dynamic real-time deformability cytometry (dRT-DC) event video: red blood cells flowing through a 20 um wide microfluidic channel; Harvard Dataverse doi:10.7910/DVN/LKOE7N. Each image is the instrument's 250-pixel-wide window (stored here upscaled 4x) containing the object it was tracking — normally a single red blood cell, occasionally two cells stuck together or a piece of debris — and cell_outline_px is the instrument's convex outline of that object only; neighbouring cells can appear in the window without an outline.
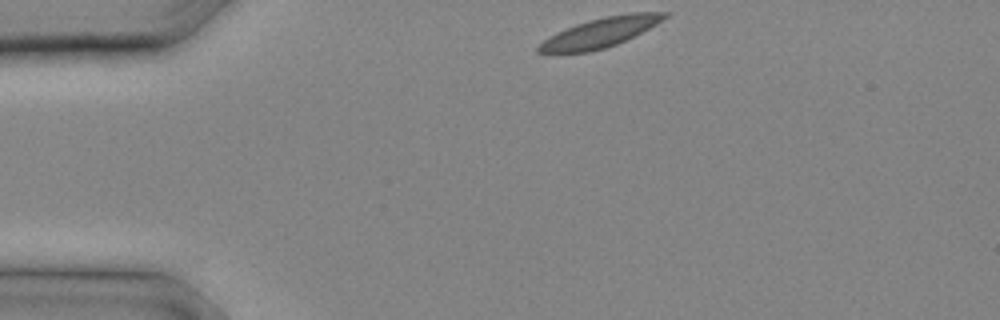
{"species": "common noctule bat (a hibernating species)", "species_latin": "Nyctalus noctula", "temperature_condition": "cold", "stored_images_in_passage": 7, "camera_frame_rate_fps": 3000, "um_per_image_px": 0.085, "animal": {"sex": "male", "body_mass_g": 20.4}, "frame": {"image": 1, "passage_image": 1, "time_ms": 0.0, "image_size_px": [1000, 320], "cell_outline_px": [[672, 12], [668, 16], [656, 24], [616, 44], [604, 48], [588, 52], [556, 56], [536, 52], [536, 48], [544, 40], [556, 32], [576, 24], [588, 20], [604, 16], [628, 12]], "centroid_in_image_um": [50.91, 2.8], "position_along_channel_um": 34.1, "area_um2": 22.08}}
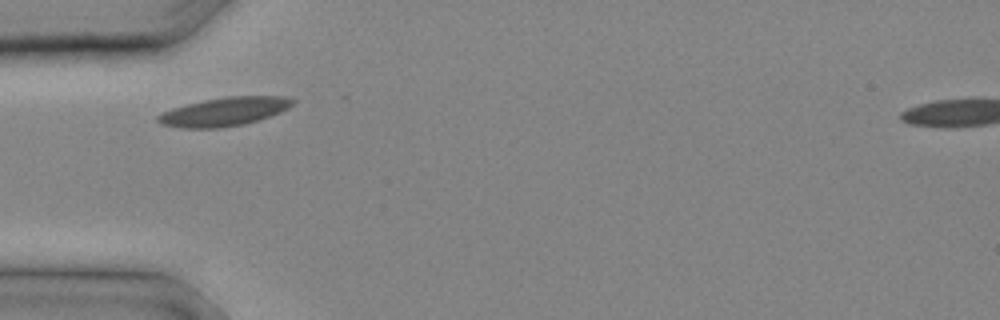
{"frame": {"image": 2, "passage_image": 4, "time_ms": 1.0, "image_size_px": [1000, 320], "cell_outline_px": [[296, 100], [288, 108], [280, 112], [244, 124], [220, 128], [180, 128], [160, 124], [156, 120], [156, 116], [172, 108], [204, 100], [228, 96], [284, 96]], "centroid_in_image_um": [19.04, 9.49], "position_along_channel_um": 66.0, "area_um2": 22.31}}